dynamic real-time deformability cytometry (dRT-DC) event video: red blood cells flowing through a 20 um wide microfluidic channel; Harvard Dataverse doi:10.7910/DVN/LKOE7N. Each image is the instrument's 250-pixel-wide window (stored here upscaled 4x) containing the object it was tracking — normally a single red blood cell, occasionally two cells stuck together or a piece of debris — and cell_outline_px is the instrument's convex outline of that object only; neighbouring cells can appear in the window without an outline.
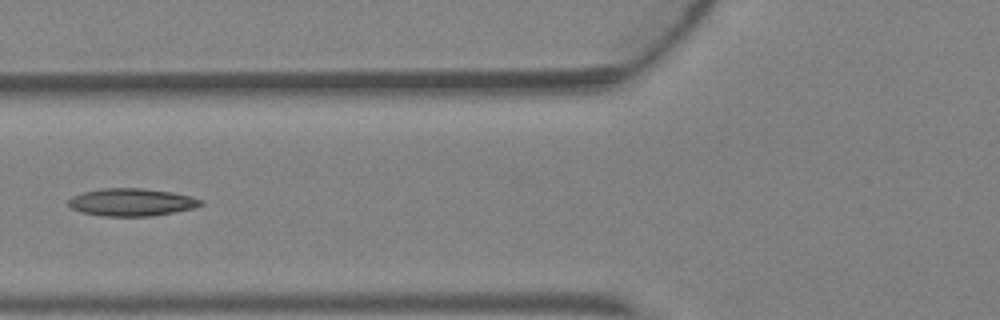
{"species": "Egyptian fruit bat (a non-hibernating species)", "species_latin": "Rousettus aegyptiacus", "temperature_condition": "warm", "stored_images_in_passage": 4, "camera_frame_rate_fps": 3000, "um_per_image_px": 0.085, "animal": {"sex": "female"}, "frame": {"image": 1, "passage_image": 4, "time_ms": 1.0, "image_size_px": [1000, 320], "cell_outline_px": [[204, 204], [192, 208], [152, 216], [100, 216], [80, 212], [72, 208], [68, 204], [68, 200], [72, 196], [84, 192], [100, 188], [140, 188], [172, 192], [192, 196], [204, 200]], "centroid_in_image_um": [11.18, 17.18], "position_along_channel_um": 114.6, "area_um2": 21.33}}